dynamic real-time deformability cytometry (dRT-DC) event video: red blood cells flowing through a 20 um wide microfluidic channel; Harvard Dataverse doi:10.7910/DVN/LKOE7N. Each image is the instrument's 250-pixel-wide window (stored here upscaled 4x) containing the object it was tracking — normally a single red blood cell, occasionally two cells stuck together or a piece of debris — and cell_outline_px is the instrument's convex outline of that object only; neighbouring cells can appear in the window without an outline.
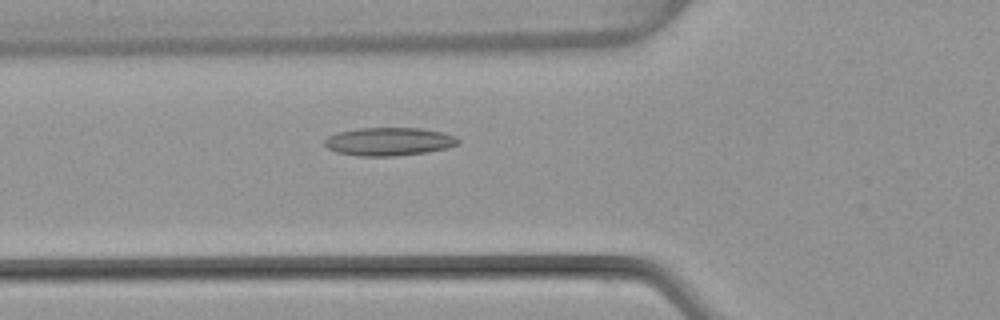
{"species": "common noctule bat (a hibernating species)", "species_latin": "Nyctalus noctula", "temperature_condition": "warm", "stored_images_in_passage": 50, "camera_frame_rate_fps": 3000, "um_per_image_px": 0.085, "animal": {"sex": "female", "body_mass_g": 22.7, "forearm_length_mm": 54.2}, "frame": {"image": 1, "passage_image": 18, "time_ms": 5.667, "image_size_px": [1000, 320], "cell_outline_px": [[460, 140], [456, 144], [448, 148], [428, 152], [396, 156], [360, 156], [336, 152], [328, 148], [324, 144], [324, 140], [328, 136], [336, 132], [360, 128], [420, 128], [440, 132], [456, 136]], "centroid_in_image_um": [33.04, 12.03], "position_along_channel_um": 92.8, "area_um2": 21.96}}
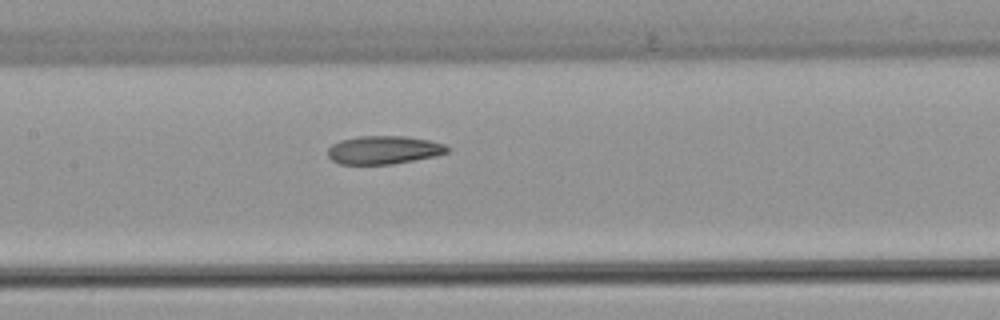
{"frame": {"image": 2, "passage_image": 24, "time_ms": 7.667, "image_size_px": [1000, 320], "cell_outline_px": [[448, 152], [436, 156], [392, 164], [340, 164], [332, 160], [328, 156], [328, 148], [332, 144], [340, 140], [360, 136], [404, 136], [428, 140], [444, 144], [448, 148]], "centroid_in_image_um": [32.6, 12.75], "position_along_channel_um": 174.8, "area_um2": 19.59}}
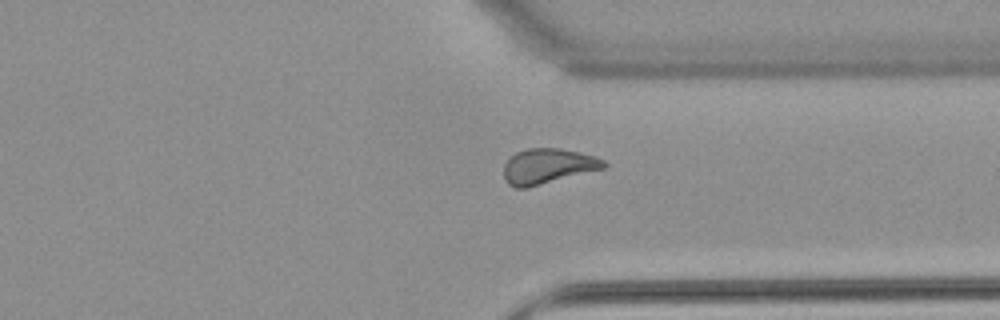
{"frame": {"image": 3, "passage_image": 38, "time_ms": 12.333, "image_size_px": [1000, 320], "cell_outline_px": [[608, 164], [604, 168], [524, 188], [516, 188], [508, 184], [504, 180], [504, 164], [516, 152], [524, 148], [560, 148], [580, 152], [596, 156], [604, 160]], "centroid_in_image_um": [46.55, 14.1], "position_along_channel_um": 364.8, "area_um2": 20.4}, "authors_computed_cell_mechanics": {"area_um2": 20.7213, "velocity_mm_per_s": 4.0781, "shape_relaxation_time_tau1_ms": null, "shape_relaxation_time_tau2_ms": 3.2349, "deformation_change_tau1": null, "deformation_change_tau2": 0.109}}